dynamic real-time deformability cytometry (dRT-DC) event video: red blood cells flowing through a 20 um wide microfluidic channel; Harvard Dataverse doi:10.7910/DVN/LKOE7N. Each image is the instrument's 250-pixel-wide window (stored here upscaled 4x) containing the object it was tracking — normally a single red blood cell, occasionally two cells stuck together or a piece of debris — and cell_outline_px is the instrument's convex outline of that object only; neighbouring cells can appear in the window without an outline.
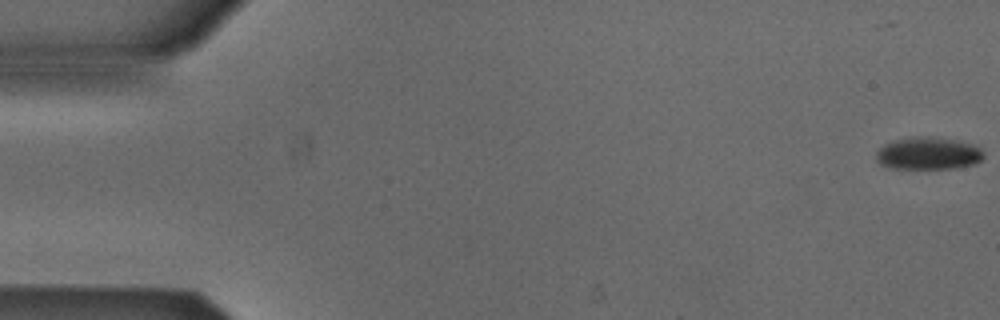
{"species": "Egyptian fruit bat (a non-hibernating species)", "species_latin": "Rousettus aegyptiacus", "temperature_condition": "cold", "stored_images_in_passage": 3, "camera_frame_rate_fps": 3000, "um_per_image_px": 0.085, "animal": {"sex": "male"}, "frame": {"image": 1, "passage_image": 3, "time_ms": 0.667, "image_size_px": [1000, 320], "cell_outline_px": [[984, 156], [980, 160], [972, 164], [952, 168], [896, 168], [880, 164], [876, 160], [876, 152], [884, 144], [896, 140], [920, 136], [928, 136], [956, 140], [980, 148]], "centroid_in_image_um": [78.86, 13.03], "position_along_channel_um": 6.1, "area_um2": 19.83}}